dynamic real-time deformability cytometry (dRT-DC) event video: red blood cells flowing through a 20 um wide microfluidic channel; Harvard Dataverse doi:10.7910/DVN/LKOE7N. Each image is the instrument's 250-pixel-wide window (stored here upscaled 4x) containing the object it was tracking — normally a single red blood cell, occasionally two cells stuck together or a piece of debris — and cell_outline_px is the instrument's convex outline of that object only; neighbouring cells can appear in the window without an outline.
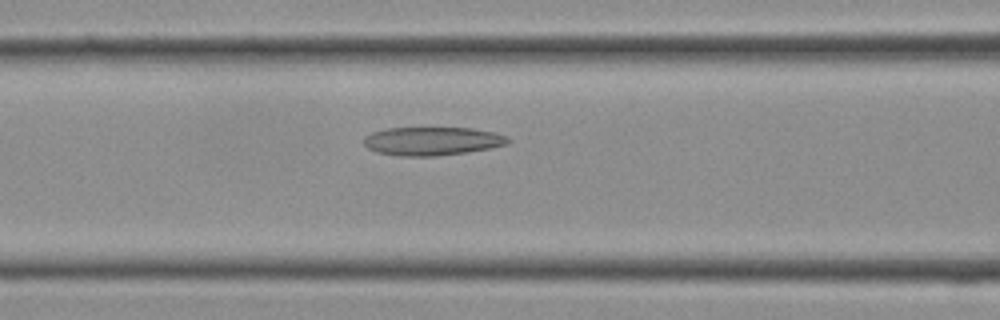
{"species": "Egyptian fruit bat (a non-hibernating species)", "species_latin": "Rousettus aegyptiacus", "temperature_condition": "cold", "stored_images_in_passage": 16, "camera_frame_rate_fps": 3000, "um_per_image_px": 0.085, "frame": {"image": 1, "passage_image": 12, "time_ms": 3.667, "image_size_px": [1000, 320], "cell_outline_px": [[512, 140], [508, 144], [492, 148], [468, 152], [436, 156], [400, 156], [376, 152], [368, 148], [364, 144], [364, 136], [372, 132], [388, 128], [472, 128], [496, 132], [508, 136]], "centroid_in_image_um": [36.79, 11.99], "position_along_channel_um": 129.8, "area_um2": 24.16}}
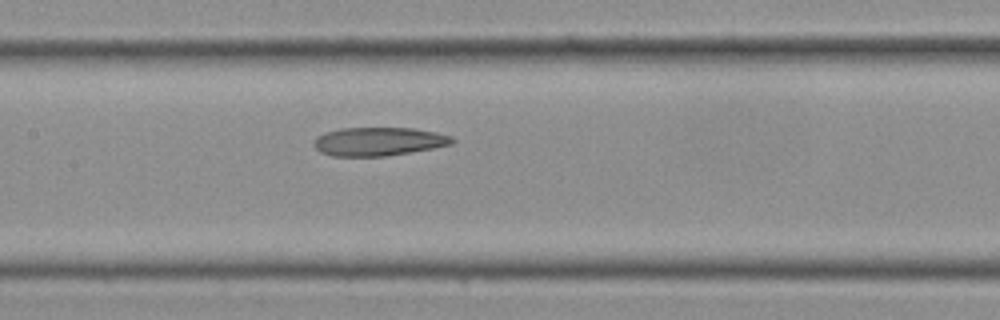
{"frame": {"image": 2, "passage_image": 14, "time_ms": 4.333, "image_size_px": [1000, 320], "cell_outline_px": [[456, 140], [452, 144], [432, 148], [384, 156], [332, 156], [320, 152], [312, 144], [312, 140], [316, 136], [324, 132], [340, 128], [416, 128], [436, 132], [452, 136]], "centroid_in_image_um": [32.14, 12.01], "position_along_channel_um": 175.3, "area_um2": 23.12}}
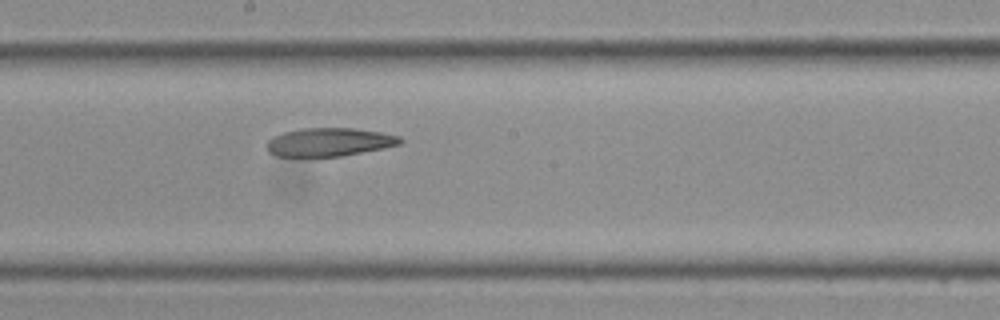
{"frame": {"image": 3, "passage_image": 16, "time_ms": 5.0, "image_size_px": [1000, 320], "cell_outline_px": [[404, 140], [400, 144], [384, 148], [340, 156], [276, 156], [268, 152], [268, 140], [272, 136], [284, 132], [300, 128], [356, 128], [380, 132], [400, 136]], "centroid_in_image_um": [28.0, 12.06], "position_along_channel_um": 220.2, "area_um2": 22.02}}